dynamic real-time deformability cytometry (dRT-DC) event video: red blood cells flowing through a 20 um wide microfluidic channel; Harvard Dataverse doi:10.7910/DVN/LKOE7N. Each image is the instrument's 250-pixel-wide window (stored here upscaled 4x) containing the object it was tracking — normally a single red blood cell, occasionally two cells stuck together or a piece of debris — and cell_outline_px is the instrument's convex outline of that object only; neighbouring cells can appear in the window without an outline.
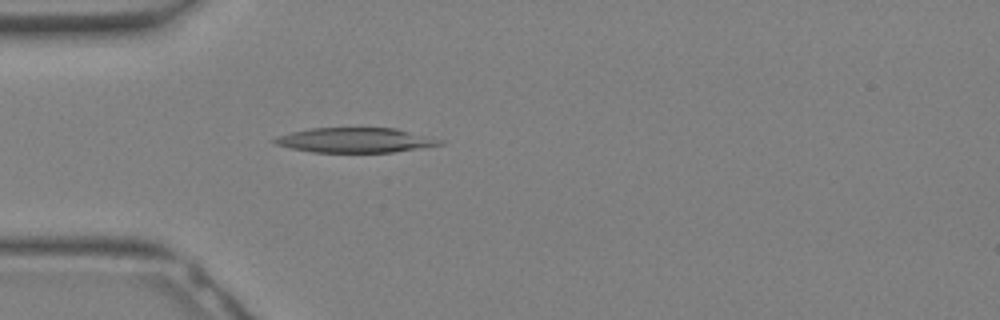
{"species": "Egyptian fruit bat (a non-hibernating species)", "species_latin": "Rousettus aegyptiacus", "temperature_condition": "warm", "stored_images_in_passage": 18, "camera_frame_rate_fps": 3000, "um_per_image_px": 0.085, "animal": {"sex": "female"}, "frame": {"image": 1, "passage_image": 8, "time_ms": 2.333, "image_size_px": [1000, 320], "cell_outline_px": [[444, 144], [392, 152], [312, 152], [292, 148], [276, 144], [272, 140], [276, 136], [292, 132], [312, 128], [396, 128], [444, 140]], "centroid_in_image_um": [30.21, 11.91], "position_along_channel_um": 54.8, "area_um2": 23.7}}
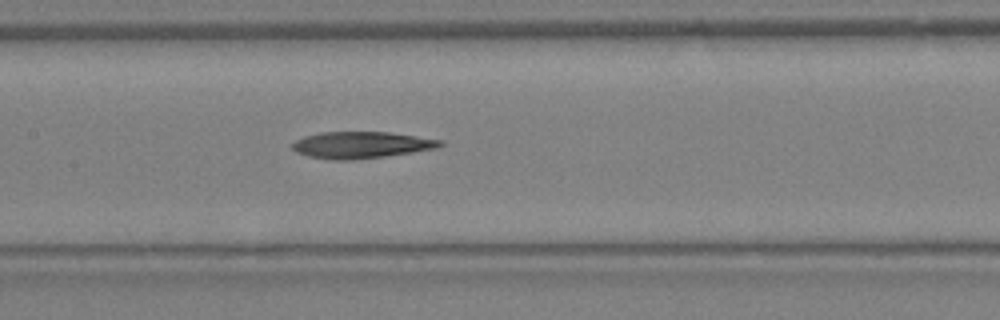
{"frame": {"image": 2, "passage_image": 14, "time_ms": 4.333, "image_size_px": [1000, 320], "cell_outline_px": [[444, 144], [440, 148], [384, 156], [352, 160], [336, 160], [308, 156], [296, 152], [292, 148], [292, 144], [296, 140], [304, 136], [320, 132], [388, 132], [444, 140]], "centroid_in_image_um": [30.73, 12.31], "position_along_channel_um": 176.7, "area_um2": 22.95}}
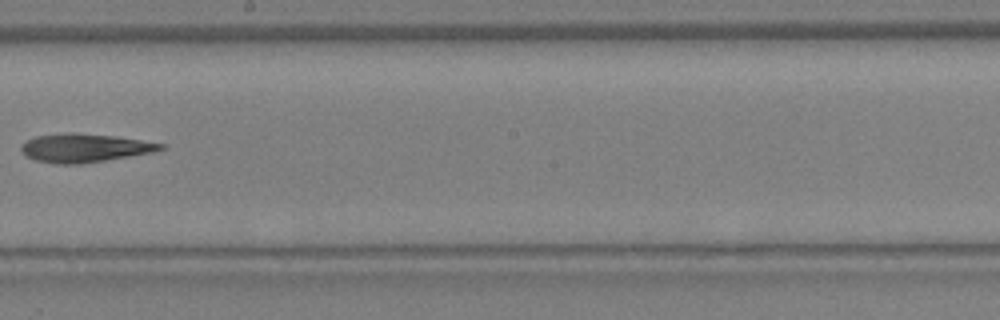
{"frame": {"image": 3, "passage_image": 17, "time_ms": 5.333, "image_size_px": [1000, 320], "cell_outline_px": [[164, 148], [152, 152], [80, 164], [56, 164], [36, 160], [24, 156], [20, 148], [24, 140], [36, 136], [68, 132], [76, 132], [116, 136], [164, 144]], "centroid_in_image_um": [7.11, 12.56], "position_along_channel_um": 241.1, "area_um2": 23.12}}